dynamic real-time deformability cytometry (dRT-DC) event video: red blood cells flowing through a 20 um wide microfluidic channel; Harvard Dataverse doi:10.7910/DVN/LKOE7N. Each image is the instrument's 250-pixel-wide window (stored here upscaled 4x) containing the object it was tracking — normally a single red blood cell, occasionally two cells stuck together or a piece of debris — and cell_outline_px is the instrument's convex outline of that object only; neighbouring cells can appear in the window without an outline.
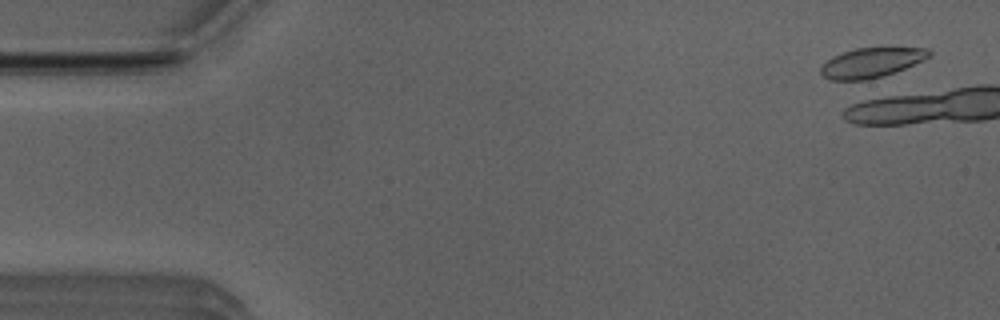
{"species": "Egyptian fruit bat (a non-hibernating species)", "species_latin": "Rousettus aegyptiacus", "temperature_condition": "room temperature", "stored_images_in_passage": 5, "camera_frame_rate_fps": 3000, "um_per_image_px": 0.085, "animal": {"sex": "male"}, "frame": {"image": 1, "passage_image": 2, "time_ms": 0.333, "image_size_px": [1000, 320], "cell_outline_px": [[932, 56], [904, 68], [884, 76], [864, 80], [832, 80], [824, 76], [820, 72], [820, 68], [832, 56], [856, 48], [892, 44], [928, 48], [932, 52]], "centroid_in_image_um": [74.17, 5.25], "position_along_channel_um": 10.8, "area_um2": 19.59}}